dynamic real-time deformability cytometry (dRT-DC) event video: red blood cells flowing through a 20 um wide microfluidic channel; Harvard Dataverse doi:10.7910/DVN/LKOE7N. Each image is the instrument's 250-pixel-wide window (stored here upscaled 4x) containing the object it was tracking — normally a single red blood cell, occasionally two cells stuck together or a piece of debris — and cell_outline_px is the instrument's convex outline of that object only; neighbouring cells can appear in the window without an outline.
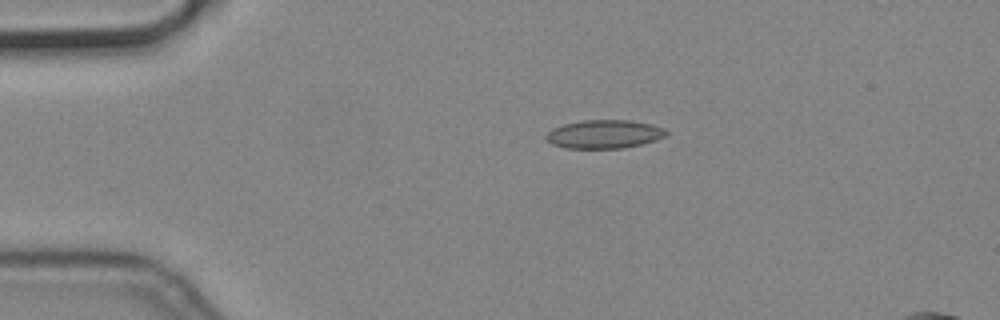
{"species": "common noctule bat (a hibernating species)", "species_latin": "Nyctalus noctula", "temperature_condition": "cold", "stored_images_in_passage": 35, "camera_frame_rate_fps": 3000, "um_per_image_px": 0.085, "animal": {"sex": "male", "body_mass_g": 19.2, "forearm_length_mm": 51.8}, "frame": {"image": 1, "passage_image": 1, "time_ms": 0.0, "image_size_px": [1000, 320], "cell_outline_px": [[668, 132], [664, 136], [656, 140], [624, 148], [564, 148], [552, 144], [544, 136], [552, 128], [564, 124], [580, 120], [628, 120], [652, 124], [664, 128]], "centroid_in_image_um": [51.34, 11.4], "position_along_channel_um": 33.7, "area_um2": 19.94}}
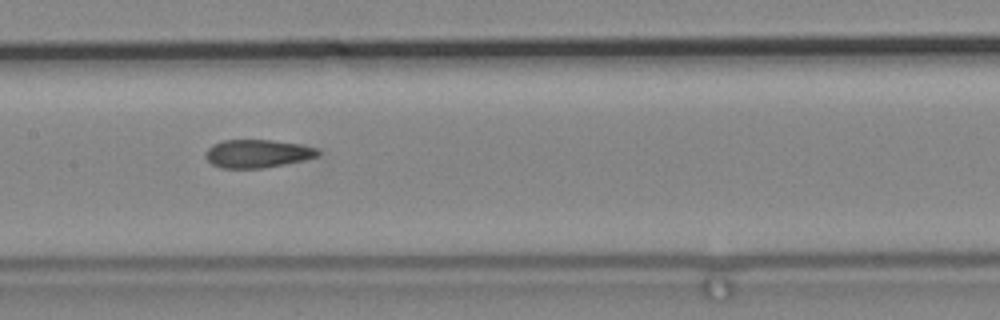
{"frame": {"image": 2, "passage_image": 17, "time_ms": 5.333, "image_size_px": [1000, 320], "cell_outline_px": [[320, 156], [304, 160], [264, 168], [220, 168], [212, 164], [204, 156], [208, 148], [212, 144], [224, 140], [272, 140], [300, 144], [316, 148], [320, 152]], "centroid_in_image_um": [21.88, 13.06], "position_along_channel_um": 185.5, "area_um2": 18.5}}
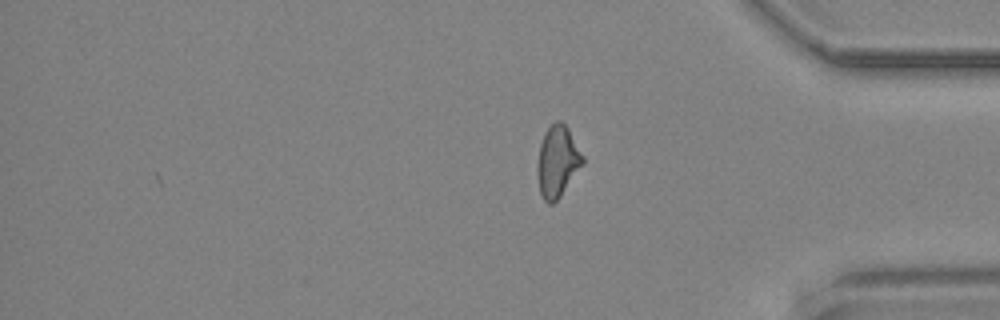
{"frame": {"image": 3, "passage_image": 35, "time_ms": 11.333, "image_size_px": [1000, 320], "cell_outline_px": [[584, 164], [560, 196], [552, 204], [548, 204], [544, 200], [540, 192], [536, 172], [536, 164], [540, 144], [544, 132], [556, 120], [560, 120], [568, 128], [584, 156]], "centroid_in_image_um": [47.38, 13.72], "position_along_channel_um": 387.8, "area_um2": 19.02}}